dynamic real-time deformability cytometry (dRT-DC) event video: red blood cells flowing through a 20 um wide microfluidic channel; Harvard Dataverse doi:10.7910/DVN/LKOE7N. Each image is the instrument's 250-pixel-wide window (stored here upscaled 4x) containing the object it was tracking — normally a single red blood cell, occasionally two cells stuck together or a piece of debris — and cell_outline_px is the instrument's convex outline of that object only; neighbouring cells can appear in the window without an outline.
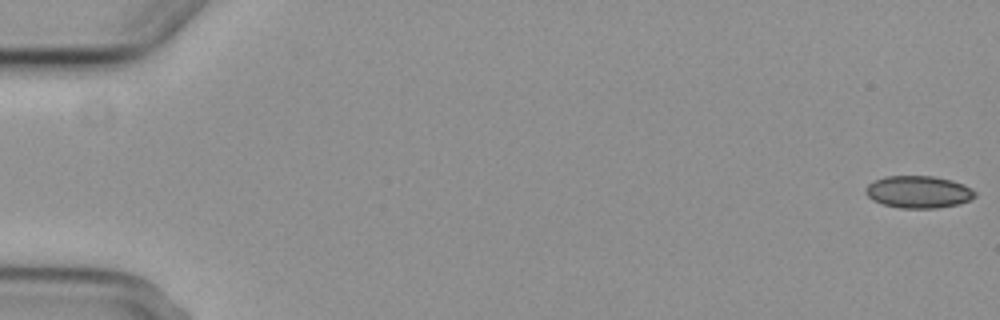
{"species": "common noctule bat (a hibernating species)", "species_latin": "Nyctalus noctula", "temperature_condition": "cold", "stored_images_in_passage": 7, "camera_frame_rate_fps": 3000, "um_per_image_px": 0.085, "animal": {"sex": "female", "body_mass_g": 29.2, "forearm_length_mm": 56.3}, "frame": {"image": 1, "passage_image": 1, "time_ms": 0.0, "image_size_px": [1000, 320], "cell_outline_px": [[976, 196], [960, 204], [936, 208], [900, 208], [884, 204], [872, 200], [864, 192], [864, 188], [868, 184], [884, 176], [932, 176], [952, 180], [964, 184], [976, 192]], "centroid_in_image_um": [78.06, 16.31], "position_along_channel_um": 6.9, "area_um2": 20.58}}
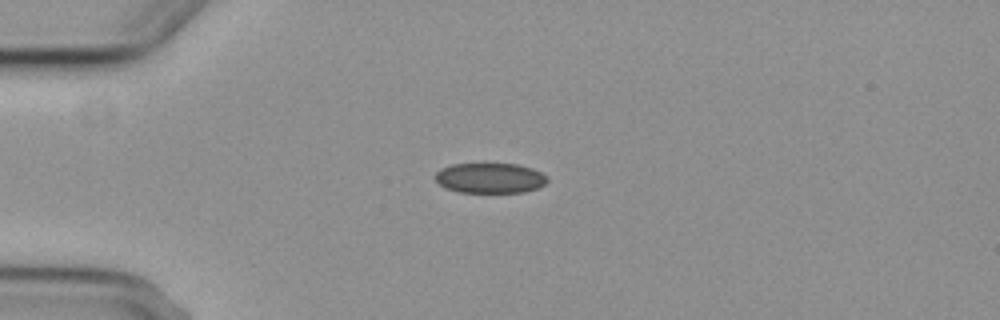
{"frame": {"image": 2, "passage_image": 5, "time_ms": 4.667, "image_size_px": [1000, 320], "cell_outline_px": [[548, 180], [544, 184], [536, 188], [524, 192], [460, 192], [444, 188], [432, 176], [440, 168], [452, 164], [516, 164], [532, 168], [548, 176]], "centroid_in_image_um": [41.61, 15.13], "position_along_channel_um": 43.4, "area_um2": 19.77}}
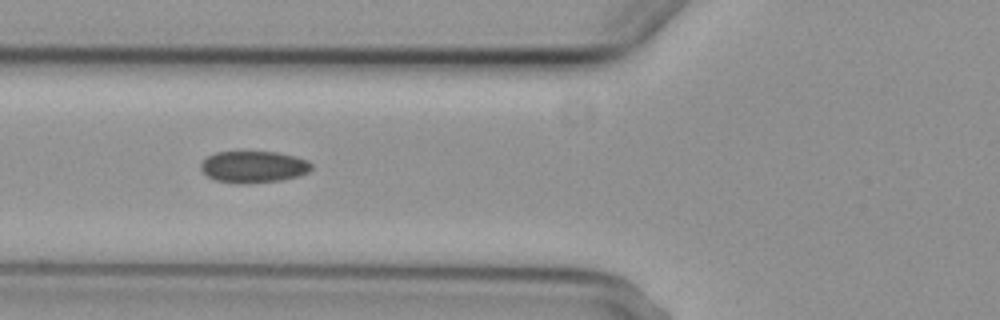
{"frame": {"image": 3, "passage_image": 7, "time_ms": 7.0, "image_size_px": [1000, 320], "cell_outline_px": [[312, 168], [308, 172], [300, 176], [280, 180], [244, 184], [236, 184], [216, 180], [208, 176], [200, 168], [200, 164], [208, 156], [216, 152], [276, 152], [296, 156], [308, 160], [312, 164]], "centroid_in_image_um": [21.57, 14.18], "position_along_channel_um": 104.2, "area_um2": 20.52}}